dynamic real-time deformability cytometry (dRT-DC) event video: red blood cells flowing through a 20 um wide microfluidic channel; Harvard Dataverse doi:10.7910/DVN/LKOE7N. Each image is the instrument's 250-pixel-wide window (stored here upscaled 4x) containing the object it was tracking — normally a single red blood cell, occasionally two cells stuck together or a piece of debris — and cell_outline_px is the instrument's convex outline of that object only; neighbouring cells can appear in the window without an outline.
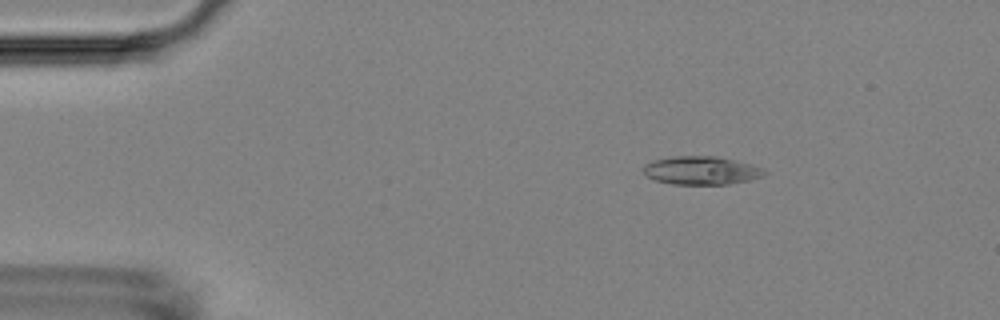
{"species": "Egyptian fruit bat (a non-hibernating species)", "species_latin": "Rousettus aegyptiacus", "temperature_condition": "room temperature", "stored_images_in_passage": 5, "camera_frame_rate_fps": 3000, "um_per_image_px": 0.085, "animal": {"sex": "female"}, "frame": {"image": 1, "passage_image": 2, "time_ms": 1.333, "image_size_px": [1000, 320], "cell_outline_px": [[768, 172], [760, 176], [748, 180], [728, 184], [672, 184], [656, 180], [648, 176], [644, 172], [644, 164], [652, 160], [672, 156], [716, 156], [764, 168]], "centroid_in_image_um": [59.58, 14.48], "position_along_channel_um": 25.4, "area_um2": 19.71}}